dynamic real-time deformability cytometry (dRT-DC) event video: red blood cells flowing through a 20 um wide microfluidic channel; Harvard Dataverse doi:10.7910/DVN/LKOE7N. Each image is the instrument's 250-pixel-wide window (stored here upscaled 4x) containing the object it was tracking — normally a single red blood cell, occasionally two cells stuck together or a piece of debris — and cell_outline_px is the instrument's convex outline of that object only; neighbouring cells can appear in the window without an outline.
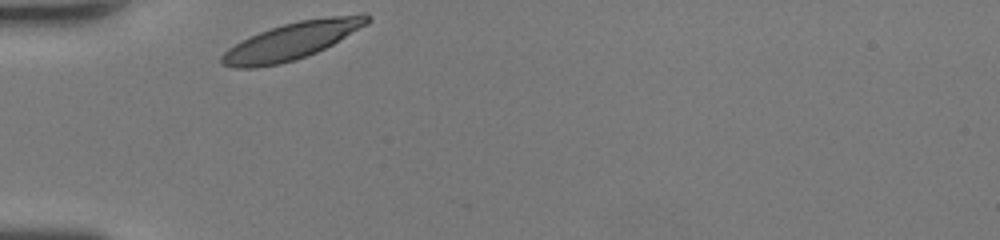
{"species": "human", "species_latin": "Homo sapiens", "temperature_condition": "room temperature", "stored_images_in_passage": 25, "camera_frame_rate_fps": 3000, "um_per_image_px": 0.085, "donor": {"sex": "female"}, "frame": {"image": 1, "passage_image": 1, "time_ms": 0.0, "image_size_px": [1000, 240], "cell_outline_px": [[372, 20], [368, 24], [332, 44], [316, 52], [280, 64], [256, 68], [236, 68], [220, 64], [220, 56], [228, 48], [240, 40], [248, 36], [284, 24], [300, 20], [328, 16], [360, 12], [364, 12], [372, 16]], "centroid_in_image_um": [24.83, 3.45], "position_along_channel_um": 60.2, "area_um2": 31.62}}
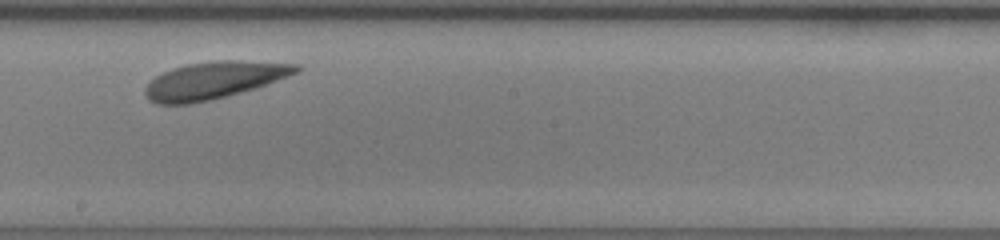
{"frame": {"image": 2, "passage_image": 14, "time_ms": 4.333, "image_size_px": [1000, 240], "cell_outline_px": [[300, 72], [256, 88], [208, 100], [188, 104], [156, 104], [148, 100], [144, 92], [144, 88], [156, 76], [172, 68], [188, 64], [220, 60], [240, 60], [300, 64]], "centroid_in_image_um": [18.2, 6.82], "position_along_channel_um": 230.0, "area_um2": 32.54}}
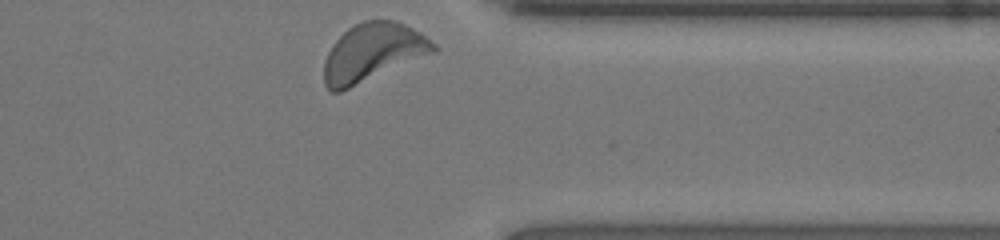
{"frame": {"image": 3, "passage_image": 25, "time_ms": 8.0, "image_size_px": [1000, 240], "cell_outline_px": [[440, 48], [436, 52], [340, 92], [332, 92], [324, 84], [324, 60], [332, 44], [348, 28], [364, 20], [396, 20], [420, 32], [436, 44]], "centroid_in_image_um": [31.69, 4.46], "position_along_channel_um": 379.7, "area_um2": 36.99}, "authors_computed_cell_mechanics": {"area_um2": 32.5414, "velocity_mm_per_s": 4.1367, "shape_relaxation_time_tau1_ms": 1.9376, "shape_relaxation_time_tau2_ms": null, "deformation_change_tau1": 0.1001, "deformation_change_tau2": null}}